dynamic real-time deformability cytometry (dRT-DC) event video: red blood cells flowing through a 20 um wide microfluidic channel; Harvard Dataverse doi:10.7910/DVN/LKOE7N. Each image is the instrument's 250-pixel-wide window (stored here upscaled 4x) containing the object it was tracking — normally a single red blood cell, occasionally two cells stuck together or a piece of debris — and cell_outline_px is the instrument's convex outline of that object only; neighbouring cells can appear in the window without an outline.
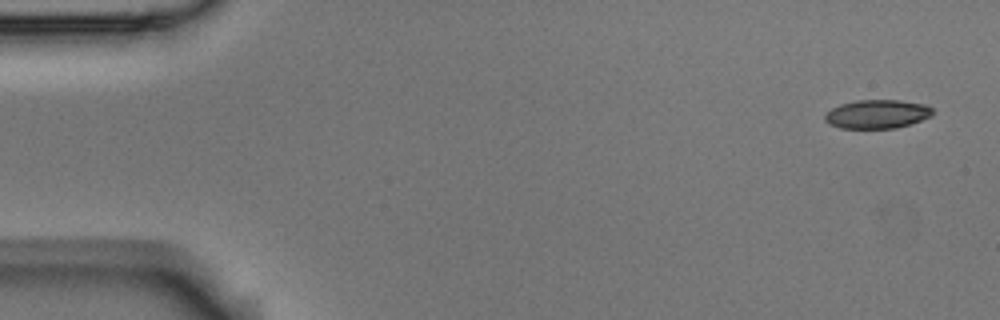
{"species": "Egyptian fruit bat (a non-hibernating species)", "species_latin": "Rousettus aegyptiacus", "temperature_condition": "room temperature", "stored_images_in_passage": 4, "camera_frame_rate_fps": 3000, "um_per_image_px": 0.085, "animal": {"sex": "male"}, "frame": {"image": 1, "passage_image": 1, "time_ms": 0.0, "image_size_px": [1000, 320], "cell_outline_px": [[932, 116], [912, 124], [896, 128], [840, 128], [828, 124], [824, 120], [824, 116], [832, 108], [840, 104], [856, 100], [900, 100], [924, 104], [932, 108]], "centroid_in_image_um": [74.56, 9.7], "position_along_channel_um": 10.4, "area_um2": 18.15}}
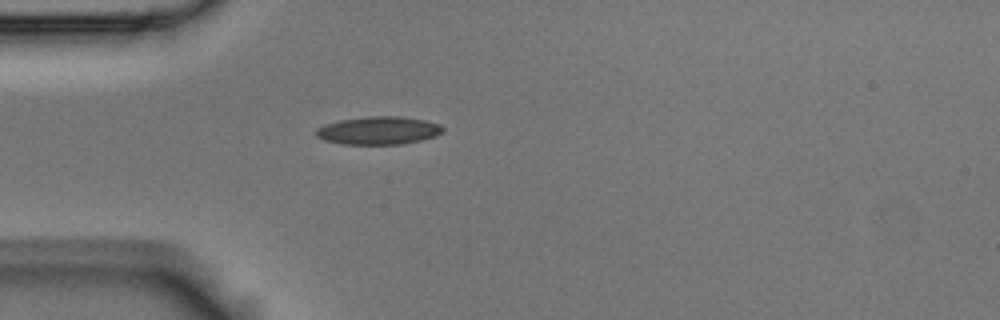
{"frame": {"image": 2, "passage_image": 4, "time_ms": 1.0, "image_size_px": [1000, 320], "cell_outline_px": [[444, 132], [436, 136], [420, 140], [400, 144], [344, 144], [324, 140], [316, 136], [312, 132], [316, 128], [324, 124], [340, 120], [368, 116], [400, 116], [424, 120], [440, 124], [444, 128]], "centroid_in_image_um": [32.15, 11.09], "position_along_channel_um": 52.8, "area_um2": 20.81}}